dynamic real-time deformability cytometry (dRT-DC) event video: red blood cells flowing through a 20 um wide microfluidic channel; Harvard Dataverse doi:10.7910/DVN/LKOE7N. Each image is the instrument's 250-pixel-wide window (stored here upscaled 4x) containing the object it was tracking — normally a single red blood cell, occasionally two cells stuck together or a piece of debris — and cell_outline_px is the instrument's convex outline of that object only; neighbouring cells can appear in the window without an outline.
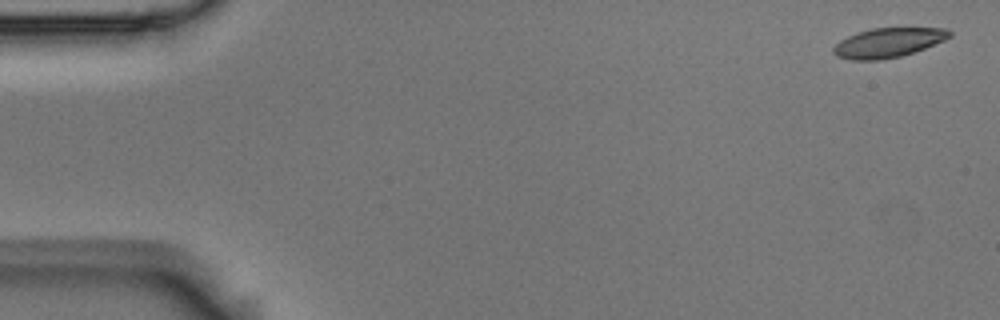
{"species": "Egyptian fruit bat (a non-hibernating species)", "species_latin": "Rousettus aegyptiacus", "temperature_condition": "room temperature", "stored_images_in_passage": 4, "camera_frame_rate_fps": 3000, "um_per_image_px": 0.085, "animal": {"sex": "male"}, "frame": {"image": 1, "passage_image": 1, "time_ms": 0.0, "image_size_px": [1000, 320], "cell_outline_px": [[952, 36], [944, 40], [924, 48], [900, 56], [880, 60], [852, 60], [836, 56], [832, 52], [832, 48], [840, 40], [848, 36], [872, 28], [948, 28], [952, 32]], "centroid_in_image_um": [75.49, 3.63], "position_along_channel_um": 9.5, "area_um2": 19.83}}
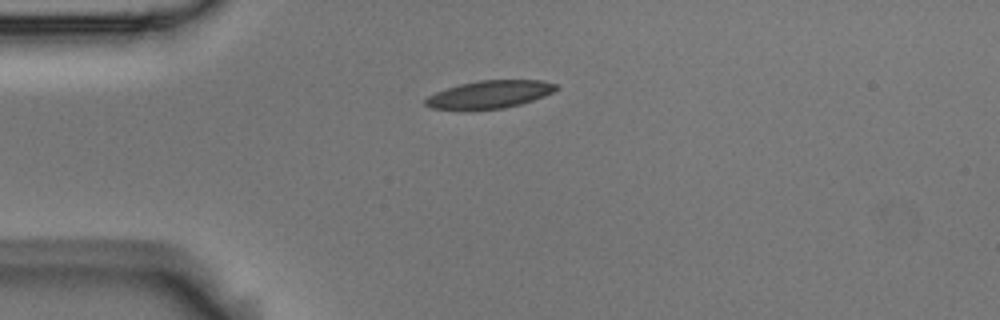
{"frame": {"image": 2, "passage_image": 4, "time_ms": 1.0, "image_size_px": [1000, 320], "cell_outline_px": [[556, 88], [552, 92], [544, 96], [520, 104], [504, 108], [432, 108], [424, 104], [424, 100], [428, 96], [436, 92], [460, 84], [480, 80], [544, 80], [556, 84]], "centroid_in_image_um": [41.64, 8.0], "position_along_channel_um": 43.4, "area_um2": 20.46}}